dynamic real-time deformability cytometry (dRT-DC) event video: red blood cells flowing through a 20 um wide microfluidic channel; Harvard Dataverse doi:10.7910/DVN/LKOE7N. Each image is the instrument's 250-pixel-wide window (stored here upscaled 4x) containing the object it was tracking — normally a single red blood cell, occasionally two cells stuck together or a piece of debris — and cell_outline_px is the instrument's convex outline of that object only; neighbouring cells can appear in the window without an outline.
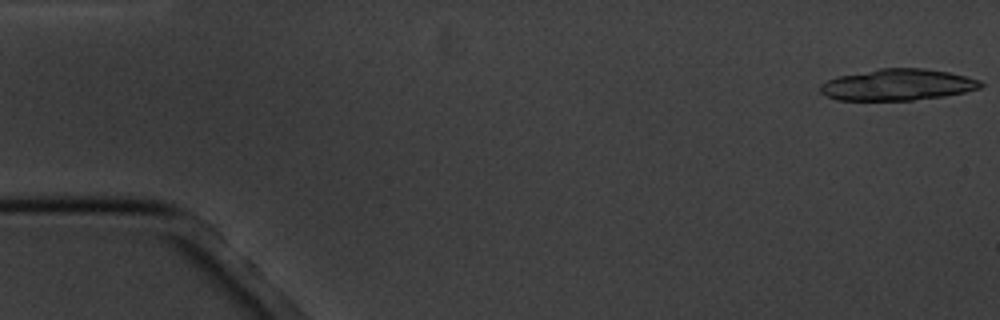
{"species": "common noctule bat (a hibernating species)", "species_latin": "Nyctalus noctula", "temperature_condition": "cold", "stored_images_in_passage": 6, "camera_frame_rate_fps": 3000, "um_per_image_px": 0.085, "animal": {"sex": "male", "body_mass_g": 20.1, "forearm_length_mm": 53.5}, "frame": {"image": 1, "passage_image": 1, "time_ms": 0.0, "image_size_px": [1000, 320], "cell_outline_px": [[984, 84], [980, 88], [964, 92], [944, 96], [912, 100], [836, 100], [820, 92], [820, 84], [836, 76], [880, 68], [924, 68], [948, 72], [980, 80]], "centroid_in_image_um": [76.28, 7.2], "position_along_channel_um": 8.7, "area_um2": 29.3}}
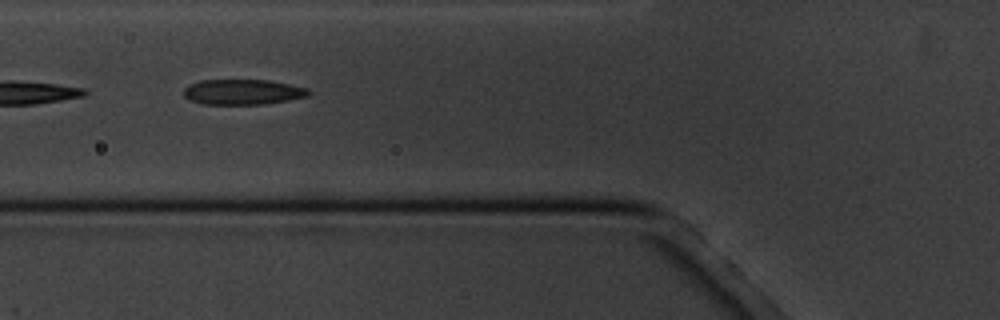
{"frame": {"image": 2, "passage_image": 6, "time_ms": 6.667, "image_size_px": [1000, 320], "cell_outline_px": [[312, 92], [308, 96], [288, 100], [264, 104], [200, 104], [188, 100], [184, 96], [184, 88], [188, 84], [200, 80], [268, 80], [308, 88]], "centroid_in_image_um": [20.6, 7.82], "position_along_channel_um": 105.2, "area_um2": 18.55}}